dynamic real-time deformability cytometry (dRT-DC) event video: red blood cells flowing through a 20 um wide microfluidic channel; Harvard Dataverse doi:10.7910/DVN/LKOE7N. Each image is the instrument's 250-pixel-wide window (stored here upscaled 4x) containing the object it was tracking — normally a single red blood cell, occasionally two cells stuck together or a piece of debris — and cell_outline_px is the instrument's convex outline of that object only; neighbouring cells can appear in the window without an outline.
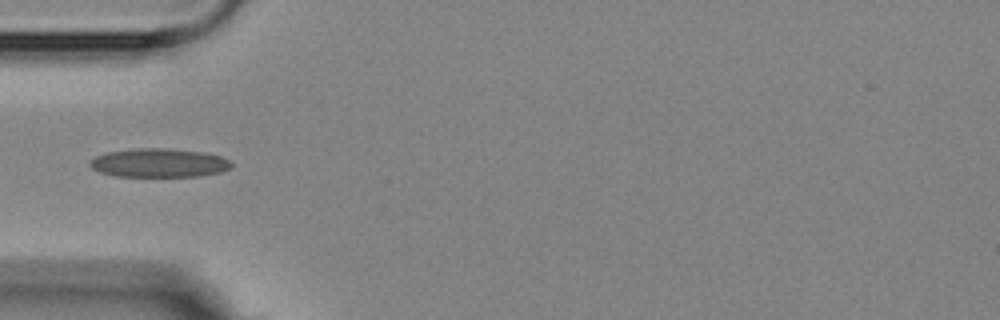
{"species": "Egyptian fruit bat (a non-hibernating species)", "species_latin": "Rousettus aegyptiacus", "temperature_condition": "room temperature", "stored_images_in_passage": 1, "camera_frame_rate_fps": 3000, "um_per_image_px": 0.085, "animal": {"sex": "female"}, "frame": {"image": 1, "passage_image": 1, "time_ms": 0.0, "image_size_px": [1000, 320], "cell_outline_px": [[232, 168], [220, 172], [200, 176], [116, 176], [100, 172], [92, 168], [88, 164], [96, 156], [108, 152], [136, 148], [168, 148], [200, 152], [220, 156], [228, 160], [232, 164]], "centroid_in_image_um": [13.52, 13.85], "position_along_channel_um": 71.5, "area_um2": 23.52}}